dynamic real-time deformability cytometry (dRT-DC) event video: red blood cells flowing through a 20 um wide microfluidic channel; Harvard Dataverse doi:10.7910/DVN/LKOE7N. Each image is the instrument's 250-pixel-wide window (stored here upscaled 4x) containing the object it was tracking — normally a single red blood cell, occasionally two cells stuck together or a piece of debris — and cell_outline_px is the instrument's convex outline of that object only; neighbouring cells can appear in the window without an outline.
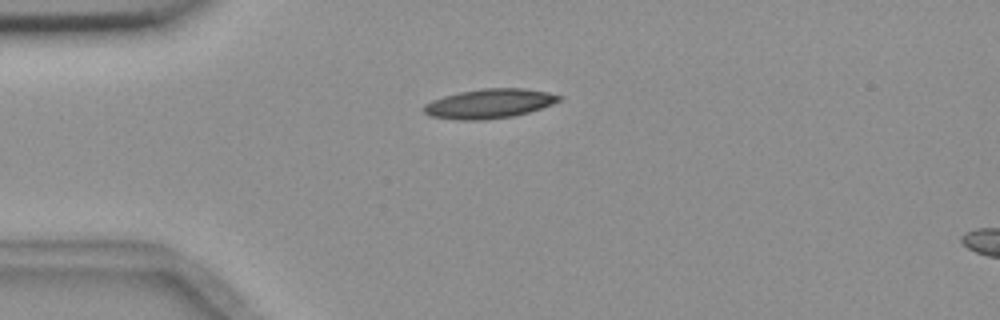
{"species": "common noctule bat (a hibernating species)", "species_latin": "Nyctalus noctula", "temperature_condition": "room temperature", "stored_images_in_passage": 3, "camera_frame_rate_fps": 3000, "um_per_image_px": 0.085, "animal": {"sex": "female", "body_mass_g": 18.4}, "frame": {"image": 1, "passage_image": 1, "time_ms": 0.0, "image_size_px": [1000, 320], "cell_outline_px": [[560, 100], [552, 104], [528, 112], [512, 116], [484, 120], [460, 120], [432, 116], [424, 112], [424, 104], [432, 100], [444, 96], [460, 92], [484, 88], [524, 88], [548, 92], [560, 96]], "centroid_in_image_um": [41.58, 8.8], "position_along_channel_um": 43.4, "area_um2": 22.89}}